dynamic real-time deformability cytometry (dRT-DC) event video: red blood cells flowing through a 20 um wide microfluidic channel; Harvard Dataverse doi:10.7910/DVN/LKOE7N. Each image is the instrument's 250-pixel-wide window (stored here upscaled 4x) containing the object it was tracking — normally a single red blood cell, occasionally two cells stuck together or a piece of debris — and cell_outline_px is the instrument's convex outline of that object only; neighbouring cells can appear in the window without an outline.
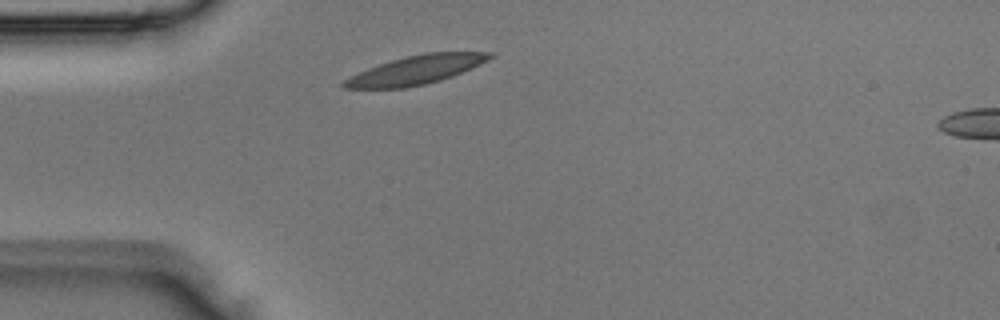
{"species": "Egyptian fruit bat (a non-hibernating species)", "species_latin": "Rousettus aegyptiacus", "temperature_condition": "room temperature", "stored_images_in_passage": 2, "camera_frame_rate_fps": 3000, "um_per_image_px": 0.085, "animal": {"sex": "male"}, "frame": {"image": 1, "passage_image": 1, "time_ms": 0.0, "image_size_px": [1000, 320], "cell_outline_px": [[496, 56], [480, 64], [452, 76], [440, 80], [424, 84], [404, 88], [344, 88], [340, 84], [344, 80], [368, 68], [392, 60], [408, 56], [428, 52], [492, 52]], "centroid_in_image_um": [35.39, 5.94], "position_along_channel_um": 49.6, "area_um2": 23.99}}